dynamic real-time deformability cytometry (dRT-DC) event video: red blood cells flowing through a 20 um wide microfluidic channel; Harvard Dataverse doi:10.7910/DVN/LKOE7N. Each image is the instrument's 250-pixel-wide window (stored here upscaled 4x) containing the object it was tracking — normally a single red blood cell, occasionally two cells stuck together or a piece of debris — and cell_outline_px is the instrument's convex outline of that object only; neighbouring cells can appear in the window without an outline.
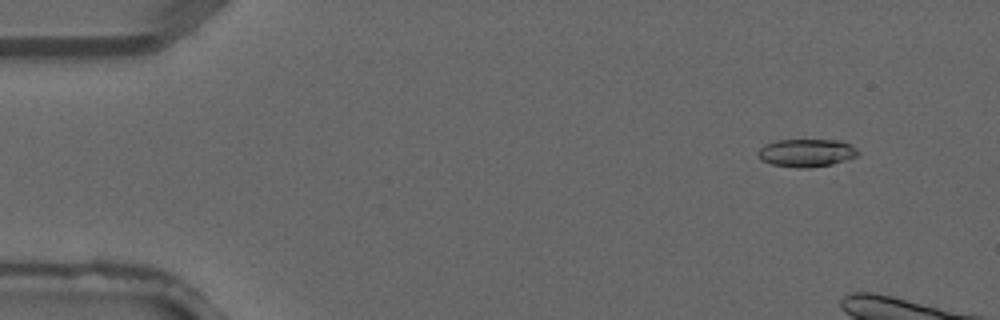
{"species": "common noctule bat (a hibernating species)", "species_latin": "Nyctalus noctula", "temperature_condition": "warm", "stored_images_in_passage": 5, "segment_of_instrument_passage": [1, 2], "camera_frame_rate_fps": 3000, "um_per_image_px": 0.085, "animal": {"sex": "male", "forearm_length_mm": 52.5}, "frame": {"image": 1, "passage_image": 1, "time_ms": 0.0, "image_size_px": [1000, 320], "cell_outline_px": [[860, 152], [856, 156], [832, 164], [808, 168], [796, 168], [772, 164], [760, 160], [756, 156], [756, 152], [764, 144], [776, 140], [840, 140], [856, 148]], "centroid_in_image_um": [68.49, 12.99], "position_along_channel_um": 16.5, "area_um2": 16.36}}